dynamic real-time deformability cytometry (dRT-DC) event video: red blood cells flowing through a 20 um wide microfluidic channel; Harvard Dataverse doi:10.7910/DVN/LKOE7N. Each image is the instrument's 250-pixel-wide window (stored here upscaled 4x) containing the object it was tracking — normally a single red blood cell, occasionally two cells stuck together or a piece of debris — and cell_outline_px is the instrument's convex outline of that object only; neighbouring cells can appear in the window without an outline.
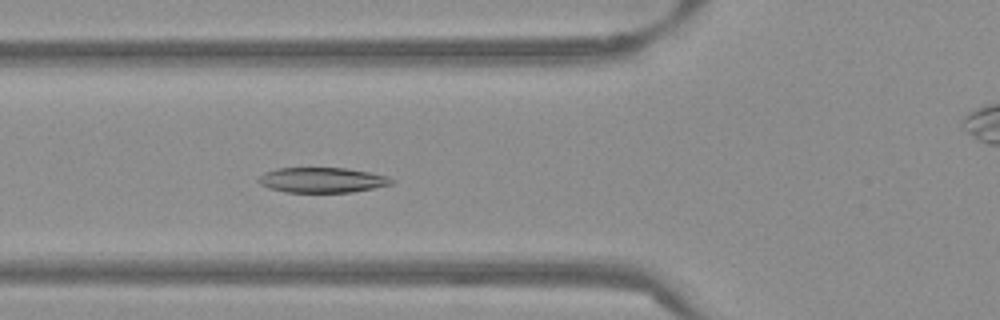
{"species": "Egyptian fruit bat (a non-hibernating species)", "species_latin": "Rousettus aegyptiacus", "temperature_condition": "warm", "stored_images_in_passage": 53, "camera_frame_rate_fps": 3000, "um_per_image_px": 0.085, "frame": {"image": 1, "passage_image": 19, "time_ms": 6.0, "image_size_px": [1000, 320], "cell_outline_px": [[396, 180], [392, 184], [352, 192], [284, 192], [268, 188], [260, 184], [256, 180], [264, 172], [276, 168], [344, 168], [368, 172], [388, 176]], "centroid_in_image_um": [27.35, 15.3], "position_along_channel_um": 98.4, "area_um2": 19.54}}
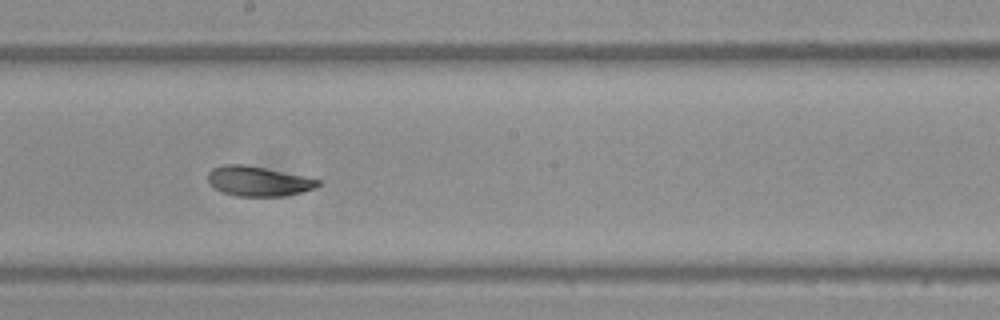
{"frame": {"image": 2, "passage_image": 29, "time_ms": 9.333, "image_size_px": [1000, 320], "cell_outline_px": [[320, 184], [316, 188], [284, 196], [236, 196], [224, 192], [208, 184], [208, 172], [212, 168], [224, 164], [244, 164], [304, 176], [320, 180]], "centroid_in_image_um": [21.93, 15.4], "position_along_channel_um": 226.3, "area_um2": 19.02}}
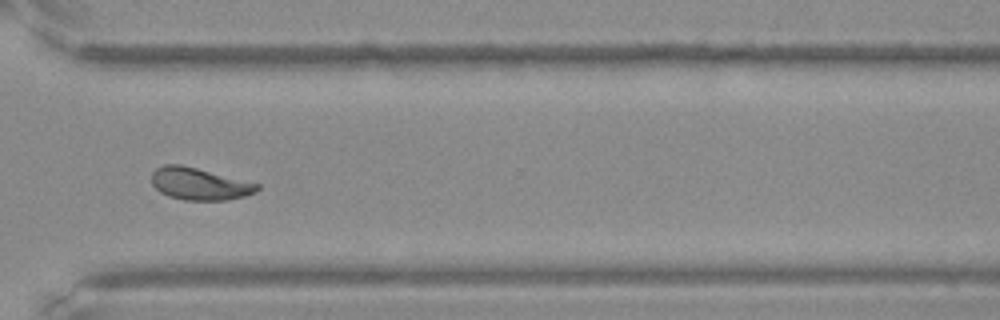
{"frame": {"image": 3, "passage_image": 39, "time_ms": 12.667, "image_size_px": [1000, 320], "cell_outline_px": [[260, 188], [256, 192], [244, 196], [228, 200], [184, 200], [168, 196], [160, 192], [152, 184], [152, 172], [156, 168], [164, 164], [180, 164], [260, 184]], "centroid_in_image_um": [16.94, 15.63], "position_along_channel_um": 353.7, "area_um2": 19.71}, "authors_computed_cell_mechanics": {"area_um2": 20.1144, "velocity_mm_per_s": 3.8128, "shape_relaxation_time_tau1_ms": 3.1178, "shape_relaxation_time_tau2_ms": 1.4905, "deformation_change_tau1": 0.1543, "deformation_change_tau2": 0.0676}}